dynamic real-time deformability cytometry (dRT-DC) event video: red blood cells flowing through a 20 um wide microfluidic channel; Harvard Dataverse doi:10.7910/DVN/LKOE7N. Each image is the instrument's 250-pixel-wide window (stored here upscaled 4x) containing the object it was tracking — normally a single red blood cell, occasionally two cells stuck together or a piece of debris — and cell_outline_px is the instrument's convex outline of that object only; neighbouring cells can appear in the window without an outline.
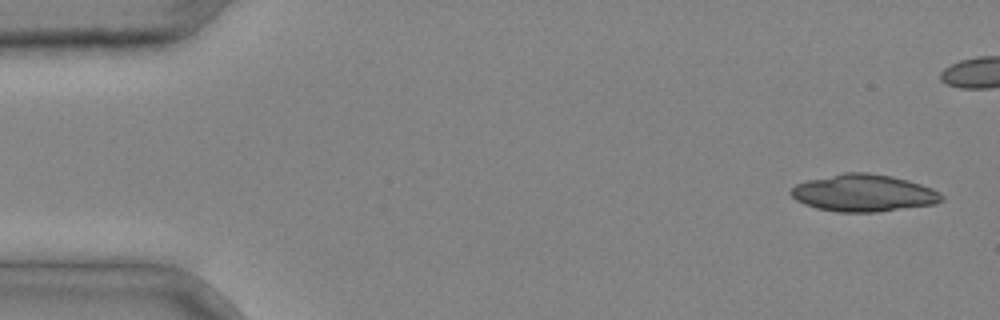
{"species": "common noctule bat (a hibernating species)", "species_latin": "Nyctalus noctula", "temperature_condition": "cold", "stored_images_in_passage": 5, "camera_frame_rate_fps": 3000, "um_per_image_px": 0.085, "animal": {"sex": "male", "body_mass_g": 20.4}, "frame": {"image": 1, "passage_image": 1, "time_ms": 0.0, "image_size_px": [1000, 320], "cell_outline_px": [[944, 200], [936, 204], [876, 212], [836, 212], [816, 208], [804, 204], [796, 200], [788, 192], [796, 184], [808, 180], [844, 172], [868, 172], [892, 176], [908, 180], [932, 188], [940, 192], [944, 196]], "centroid_in_image_um": [73.42, 16.41], "position_along_channel_um": 11.6, "area_um2": 32.83}}